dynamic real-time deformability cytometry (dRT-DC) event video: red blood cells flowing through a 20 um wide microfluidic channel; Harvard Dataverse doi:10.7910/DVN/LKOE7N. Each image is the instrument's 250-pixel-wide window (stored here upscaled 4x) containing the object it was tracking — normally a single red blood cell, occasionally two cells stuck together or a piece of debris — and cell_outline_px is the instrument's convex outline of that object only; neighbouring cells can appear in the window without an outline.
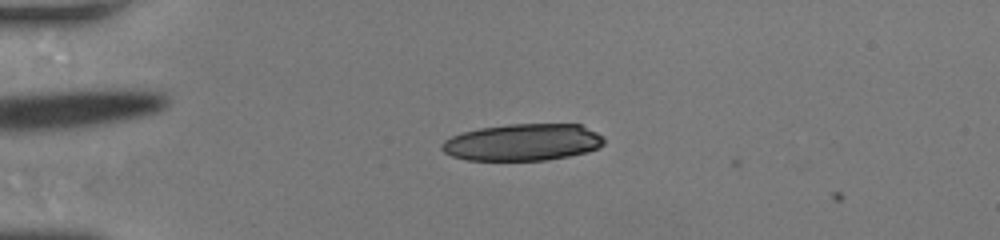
{"species": "human", "species_latin": "Homo sapiens", "temperature_condition": "room temperature", "stored_images_in_passage": 31, "camera_frame_rate_fps": 3000, "um_per_image_px": 0.085, "donor": {"sex": "female"}, "frame": {"image": 1, "passage_image": 4, "time_ms": 1.0, "image_size_px": [1000, 240], "cell_outline_px": [[604, 144], [600, 148], [588, 152], [548, 160], [468, 160], [452, 156], [444, 152], [440, 148], [440, 144], [444, 140], [452, 136], [464, 132], [480, 128], [508, 124], [580, 124], [604, 136]], "centroid_in_image_um": [44.46, 12.09], "position_along_channel_um": 40.5, "area_um2": 35.03}}
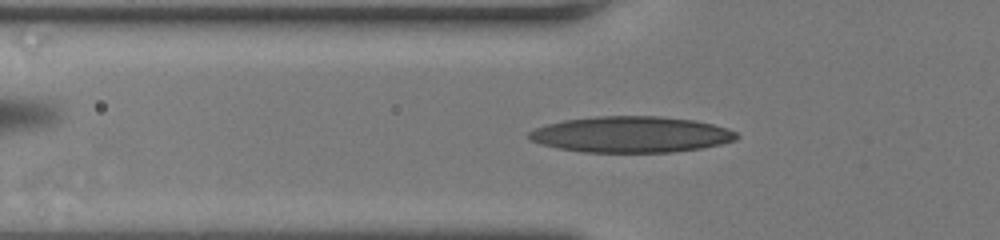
{"frame": {"image": 2, "passage_image": 13, "time_ms": 4.0, "image_size_px": [1000, 240], "cell_outline_px": [[740, 136], [736, 140], [720, 144], [700, 148], [672, 152], [584, 152], [556, 148], [540, 144], [528, 140], [528, 132], [536, 128], [548, 124], [564, 120], [596, 116], [660, 116], [696, 120], [728, 128], [736, 132]], "centroid_in_image_um": [53.64, 11.43], "position_along_channel_um": 72.2, "area_um2": 43.81}}
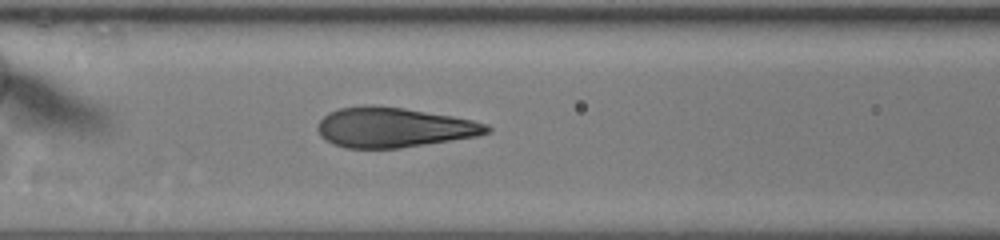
{"frame": {"image": 3, "passage_image": 21, "time_ms": 6.667, "image_size_px": [1000, 240], "cell_outline_px": [[492, 128], [488, 132], [476, 136], [400, 148], [344, 148], [332, 144], [320, 136], [316, 128], [316, 124], [328, 112], [340, 108], [372, 104], [404, 108], [452, 116], [472, 120], [488, 124]], "centroid_in_image_um": [33.41, 10.83], "position_along_channel_um": 133.2, "area_um2": 39.42}}